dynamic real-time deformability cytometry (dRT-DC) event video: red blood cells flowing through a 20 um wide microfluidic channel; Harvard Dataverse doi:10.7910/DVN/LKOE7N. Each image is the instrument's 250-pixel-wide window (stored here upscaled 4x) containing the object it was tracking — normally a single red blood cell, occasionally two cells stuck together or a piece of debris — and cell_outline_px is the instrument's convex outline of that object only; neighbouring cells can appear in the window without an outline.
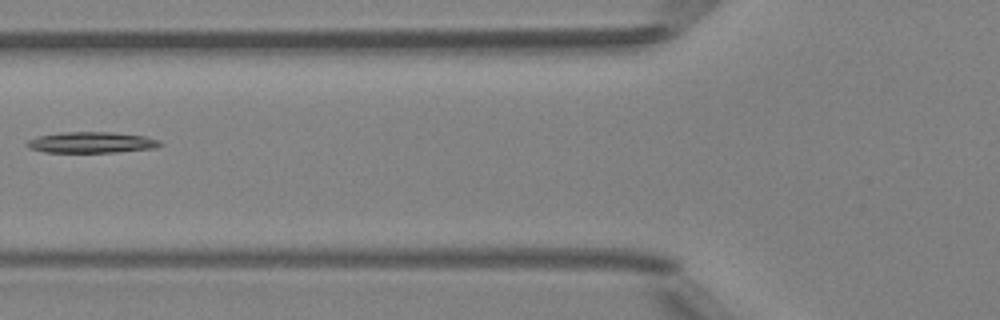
{"species": "Egyptian fruit bat (a non-hibernating species)", "species_latin": "Rousettus aegyptiacus", "temperature_condition": "room temperature", "stored_images_in_passage": 6, "camera_frame_rate_fps": 3000, "um_per_image_px": 0.085, "animal": {"sex": "female"}, "frame": {"image": 1, "passage_image": 6, "time_ms": 5.667, "image_size_px": [1000, 320], "cell_outline_px": [[164, 144], [152, 148], [116, 152], [44, 152], [28, 148], [24, 144], [28, 140], [36, 136], [60, 132], [112, 132], [144, 136], [160, 140]], "centroid_in_image_um": [7.72, 12.1], "position_along_channel_um": 118.1, "area_um2": 16.36}}